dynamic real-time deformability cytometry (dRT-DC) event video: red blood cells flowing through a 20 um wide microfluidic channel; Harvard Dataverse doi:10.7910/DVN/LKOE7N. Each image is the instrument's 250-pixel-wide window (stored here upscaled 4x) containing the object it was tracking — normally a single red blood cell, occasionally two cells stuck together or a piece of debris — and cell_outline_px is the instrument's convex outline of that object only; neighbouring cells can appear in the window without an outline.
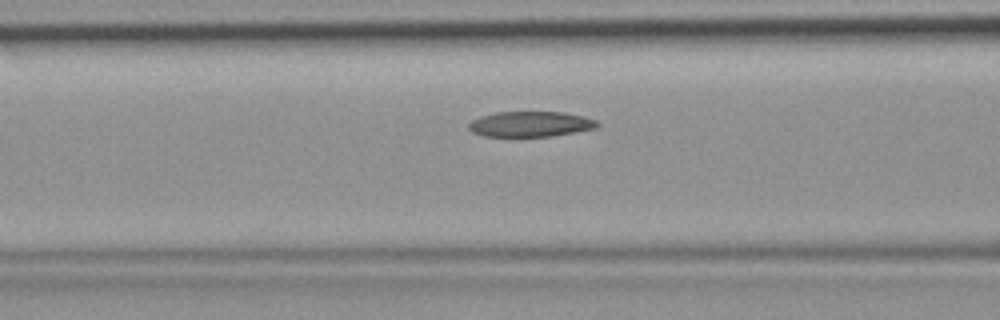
{"species": "common noctule bat (a hibernating species)", "species_latin": "Nyctalus noctula", "temperature_condition": "room temperature", "stored_images_in_passage": 44, "camera_frame_rate_fps": 3000, "um_per_image_px": 0.085, "animal": {"sex": "female", "body_mass_g": 19.9}, "frame": {"image": 1, "passage_image": 16, "time_ms": 5.0, "image_size_px": [1000, 320], "cell_outline_px": [[600, 124], [596, 128], [576, 132], [552, 136], [484, 136], [472, 132], [468, 128], [468, 124], [472, 120], [480, 116], [496, 112], [564, 112], [584, 116], [596, 120]], "centroid_in_image_um": [45.1, 10.54], "position_along_channel_um": 121.5, "area_um2": 19.07}}
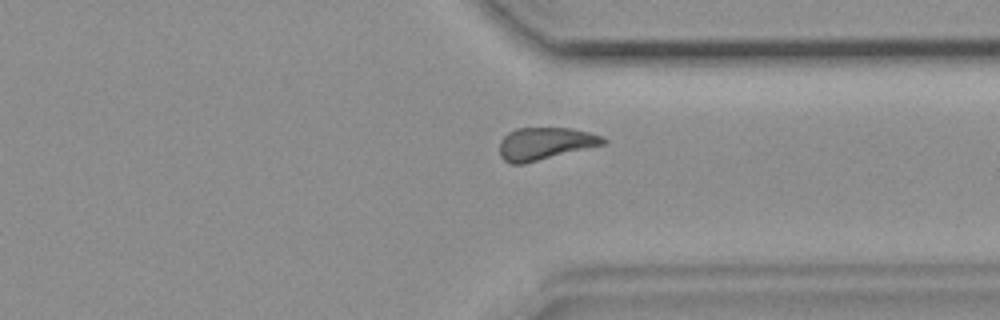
{"frame": {"image": 2, "passage_image": 33, "time_ms": 10.667, "image_size_px": [1000, 320], "cell_outline_px": [[608, 140], [604, 144], [524, 164], [508, 164], [500, 156], [500, 140], [508, 132], [516, 128], [568, 128], [588, 132], [604, 136]], "centroid_in_image_um": [46.31, 12.21], "position_along_channel_um": 365.1, "area_um2": 19.59}}
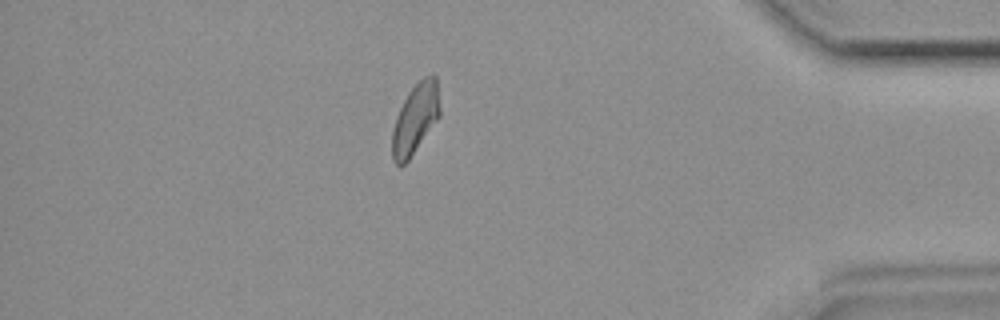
{"frame": {"image": 3, "passage_image": 38, "time_ms": 12.333, "image_size_px": [1000, 320], "cell_outline_px": [[440, 116], [408, 160], [400, 168], [392, 160], [392, 132], [396, 116], [408, 92], [424, 76], [432, 72], [436, 76], [440, 108]], "centroid_in_image_um": [35.3, 10.09], "position_along_channel_um": 399.9, "area_um2": 19.48}}